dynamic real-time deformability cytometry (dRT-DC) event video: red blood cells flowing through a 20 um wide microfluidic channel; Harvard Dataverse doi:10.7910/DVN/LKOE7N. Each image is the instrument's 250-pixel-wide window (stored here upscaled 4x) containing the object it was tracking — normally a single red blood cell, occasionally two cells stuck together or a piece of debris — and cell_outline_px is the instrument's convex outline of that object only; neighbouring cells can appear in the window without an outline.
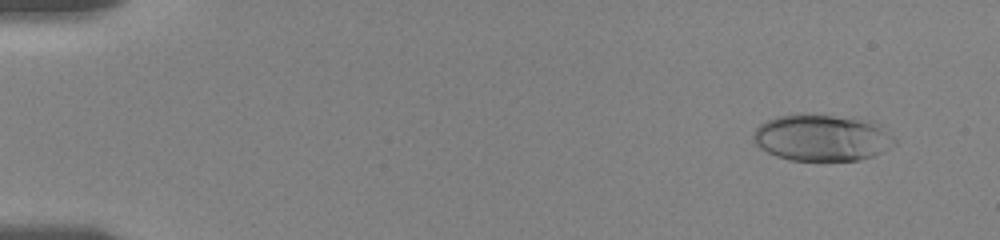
{"species": "human", "species_latin": "Homo sapiens", "temperature_condition": "room temperature", "stored_images_in_passage": 56, "camera_frame_rate_fps": 3000, "um_per_image_px": 0.085, "donor": {"sex": "female"}, "frame": {"image": 1, "passage_image": 4, "time_ms": 1.0, "image_size_px": [1000, 240], "cell_outline_px": [[896, 144], [884, 152], [860, 160], [792, 160], [776, 156], [760, 148], [752, 140], [752, 132], [760, 124], [776, 116], [800, 112], [804, 112], [852, 116], [872, 120], [880, 124], [896, 140]], "centroid_in_image_um": [69.88, 11.66], "position_along_channel_um": 15.1, "area_um2": 39.48}}
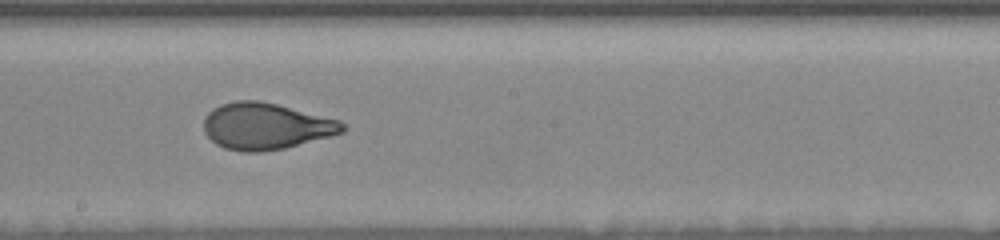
{"frame": {"image": 2, "passage_image": 32, "time_ms": 10.333, "image_size_px": [1000, 240], "cell_outline_px": [[348, 128], [344, 132], [332, 136], [284, 148], [260, 152], [244, 152], [224, 148], [216, 144], [204, 132], [204, 116], [212, 108], [220, 104], [236, 100], [260, 100], [340, 120]], "centroid_in_image_um": [22.59, 10.72], "position_along_channel_um": 225.6, "area_um2": 37.8}}
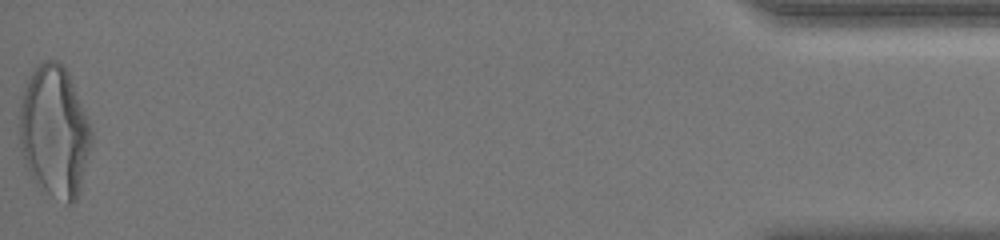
{"frame": {"image": 3, "passage_image": 56, "time_ms": 18.333, "image_size_px": [1000, 240], "cell_outline_px": [[92, 140], [80, 188], [76, 200], [72, 204], [68, 204], [52, 196], [32, 176], [24, 160], [20, 148], [20, 104], [24, 88], [32, 68], [44, 60], [60, 60], [64, 64], [68, 72], [92, 132]], "centroid_in_image_um": [4.61, 11.13], "position_along_channel_um": 430.6, "area_um2": 54.51}, "authors_computed_cell_mechanics": {"area_um2": 37.9457, "velocity_mm_per_s": 3.6187, "shape_relaxation_time_tau1_ms": 5.0073, "shape_relaxation_time_tau2_ms": 0.7621, "deformation_change_tau1": 0.1956, "deformation_change_tau2": 0.0719}}